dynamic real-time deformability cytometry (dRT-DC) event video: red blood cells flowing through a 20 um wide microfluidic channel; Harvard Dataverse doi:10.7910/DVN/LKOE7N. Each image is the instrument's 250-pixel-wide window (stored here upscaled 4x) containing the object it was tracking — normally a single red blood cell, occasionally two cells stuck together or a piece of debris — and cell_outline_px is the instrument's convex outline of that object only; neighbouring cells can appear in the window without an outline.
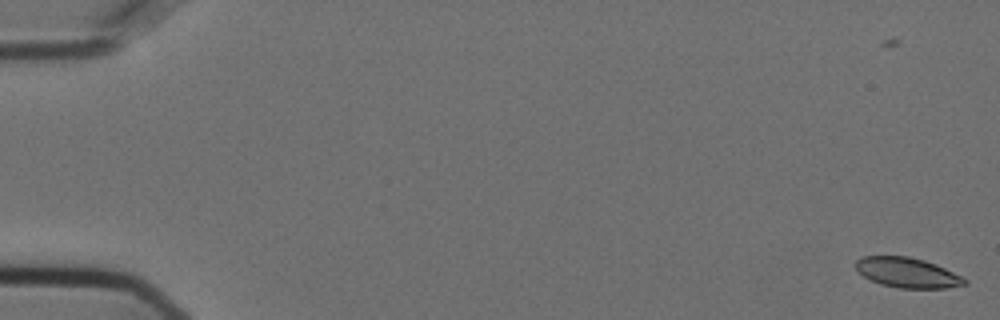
{"species": "Egyptian fruit bat (a non-hibernating species)", "species_latin": "Rousettus aegyptiacus", "temperature_condition": "cold", "stored_images_in_passage": 59, "camera_frame_rate_fps": 3000, "um_per_image_px": 0.085, "animal": {"sex": "female"}, "frame": {"image": 1, "passage_image": 3, "time_ms": 0.667, "image_size_px": [1000, 320], "cell_outline_px": [[968, 284], [948, 288], [900, 288], [880, 284], [856, 272], [856, 260], [860, 256], [908, 256], [924, 260], [936, 264], [968, 280]], "centroid_in_image_um": [77.11, 23.17], "position_along_channel_um": 7.9, "area_um2": 19.07}}
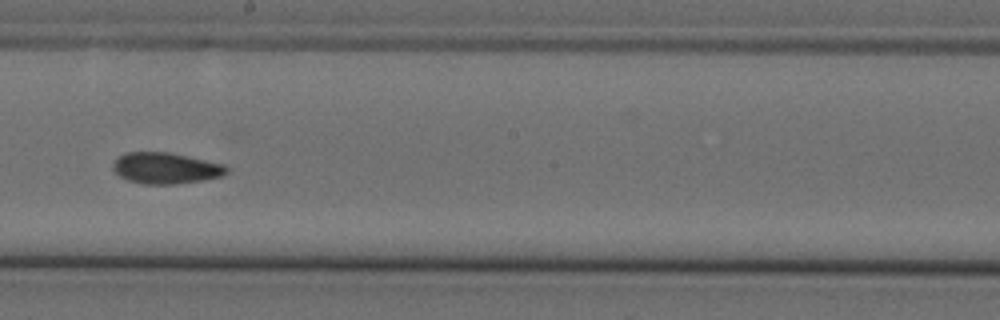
{"frame": {"image": 2, "passage_image": 35, "time_ms": 11.333, "image_size_px": [1000, 320], "cell_outline_px": [[228, 172], [220, 176], [204, 180], [176, 184], [144, 184], [128, 180], [120, 176], [112, 168], [112, 164], [120, 156], [128, 152], [168, 152], [188, 156], [224, 164], [228, 168]], "centroid_in_image_um": [14.1, 14.29], "position_along_channel_um": 234.1, "area_um2": 20.52}}
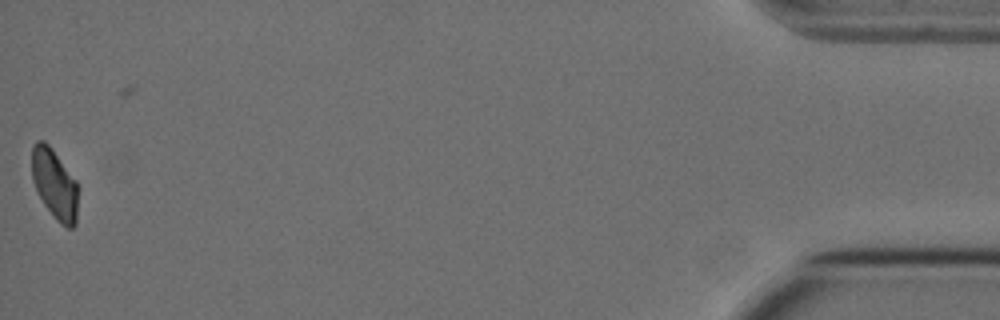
{"frame": {"image": 3, "passage_image": 59, "time_ms": 19.333, "image_size_px": [1000, 320], "cell_outline_px": [[76, 224], [72, 228], [68, 228], [60, 224], [56, 220], [44, 204], [36, 192], [32, 180], [32, 144], [36, 140], [44, 140], [52, 148], [76, 180]], "centroid_in_image_um": [4.6, 15.62], "position_along_channel_um": 430.6, "area_um2": 18.84}, "authors_computed_cell_mechanics": {"area_um2": 20.1144, "velocity_mm_per_s": 3.5912, "shape_relaxation_time_tau1_ms": null, "shape_relaxation_time_tau2_ms": 3.7613, "deformation_change_tau1": null, "deformation_change_tau2": 0.0592}}